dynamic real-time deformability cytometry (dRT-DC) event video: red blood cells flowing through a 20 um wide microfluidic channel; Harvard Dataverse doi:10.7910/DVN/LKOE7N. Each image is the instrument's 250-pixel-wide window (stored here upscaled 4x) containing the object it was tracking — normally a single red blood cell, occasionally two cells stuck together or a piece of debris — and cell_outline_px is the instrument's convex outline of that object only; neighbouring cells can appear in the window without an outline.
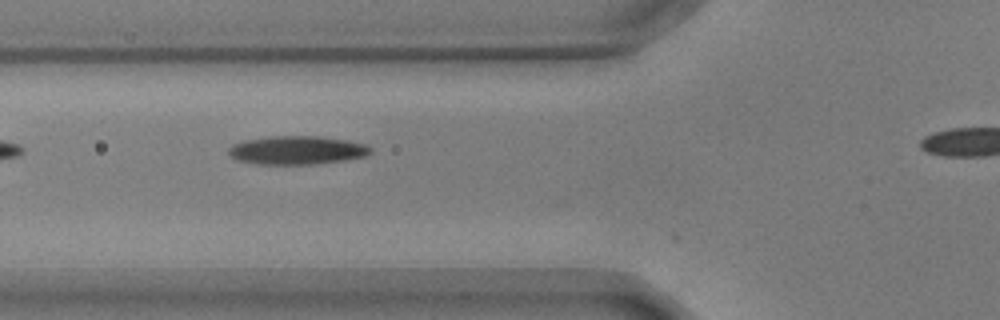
{"species": "common noctule bat (a hibernating species)", "species_latin": "Nyctalus noctula", "temperature_condition": "warm", "stored_images_in_passage": 19, "camera_frame_rate_fps": 3000, "um_per_image_px": 0.085, "animal": {"sex": "male", "body_mass_g": 17.9, "forearm_length_mm": 54.2}, "frame": {"image": 1, "passage_image": 2, "time_ms": 0.333, "image_size_px": [1000, 320], "cell_outline_px": [[372, 152], [368, 156], [344, 160], [316, 164], [256, 164], [236, 160], [228, 156], [228, 148], [232, 144], [244, 140], [272, 136], [320, 136], [348, 140], [368, 144], [372, 148]], "centroid_in_image_um": [25.26, 12.76], "position_along_channel_um": 100.5, "area_um2": 23.99}}
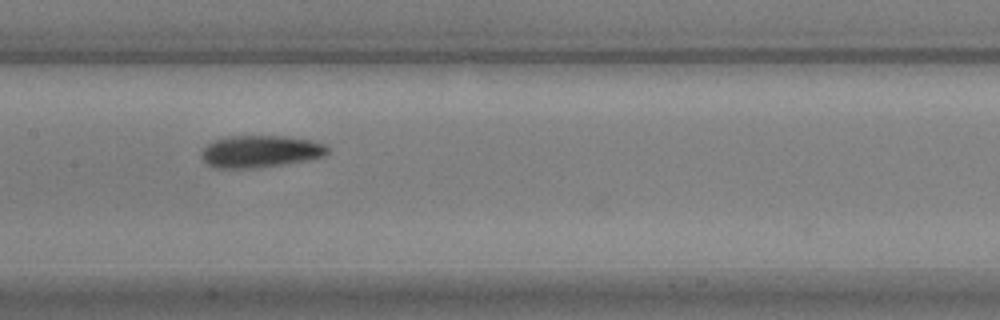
{"frame": {"image": 2, "passage_image": 9, "time_ms": 2.667, "image_size_px": [1000, 320], "cell_outline_px": [[328, 152], [324, 156], [308, 160], [284, 164], [256, 168], [212, 168], [204, 164], [200, 160], [200, 152], [208, 144], [216, 140], [232, 136], [284, 136], [312, 140], [324, 144], [328, 148]], "centroid_in_image_um": [22.08, 12.89], "position_along_channel_um": 185.3, "area_um2": 23.81}}
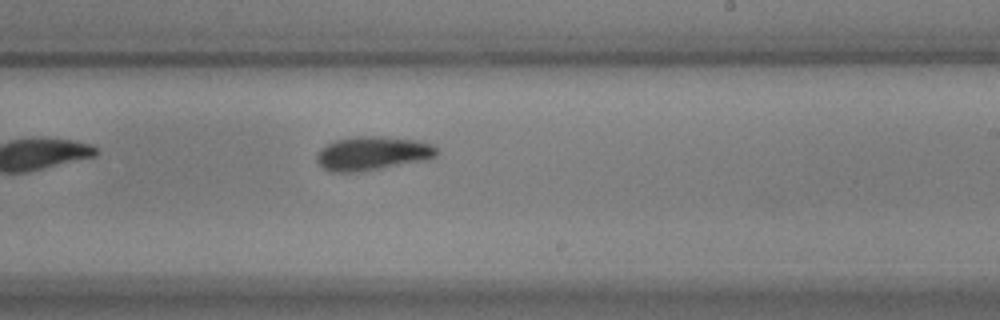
{"frame": {"image": 3, "passage_image": 15, "time_ms": 4.667, "image_size_px": [1000, 320], "cell_outline_px": [[440, 152], [436, 156], [428, 160], [380, 168], [352, 172], [332, 172], [324, 168], [316, 160], [316, 156], [320, 148], [336, 140], [356, 136], [376, 136], [420, 140], [432, 144]], "centroid_in_image_um": [31.7, 13.03], "position_along_channel_um": 257.3, "area_um2": 23.64}}